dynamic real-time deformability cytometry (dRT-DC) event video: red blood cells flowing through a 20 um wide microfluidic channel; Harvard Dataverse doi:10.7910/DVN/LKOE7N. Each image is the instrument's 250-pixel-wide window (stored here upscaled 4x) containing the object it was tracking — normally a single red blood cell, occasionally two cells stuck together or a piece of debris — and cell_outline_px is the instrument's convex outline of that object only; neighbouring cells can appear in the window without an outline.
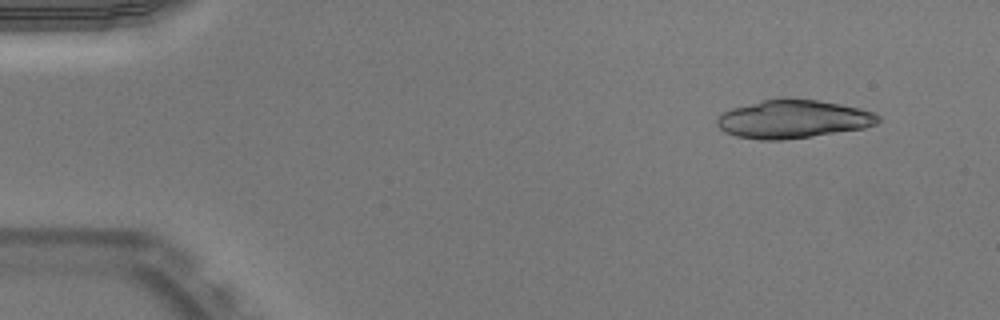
{"species": "Egyptian fruit bat (a non-hibernating species)", "species_latin": "Rousettus aegyptiacus", "temperature_condition": "warm", "stored_images_in_passage": 51, "camera_frame_rate_fps": 3000, "um_per_image_px": 0.085, "animal": {"sex": "male"}, "frame": {"image": 1, "passage_image": 5, "time_ms": 1.333, "image_size_px": [1000, 320], "cell_outline_px": [[880, 120], [876, 124], [864, 128], [812, 136], [780, 140], [760, 140], [736, 136], [724, 132], [716, 124], [716, 116], [732, 108], [760, 100], [780, 96], [784, 96], [816, 100], [840, 104], [860, 108], [872, 112], [880, 116]], "centroid_in_image_um": [67.37, 10.1], "position_along_channel_um": 17.6, "area_um2": 36.41}}
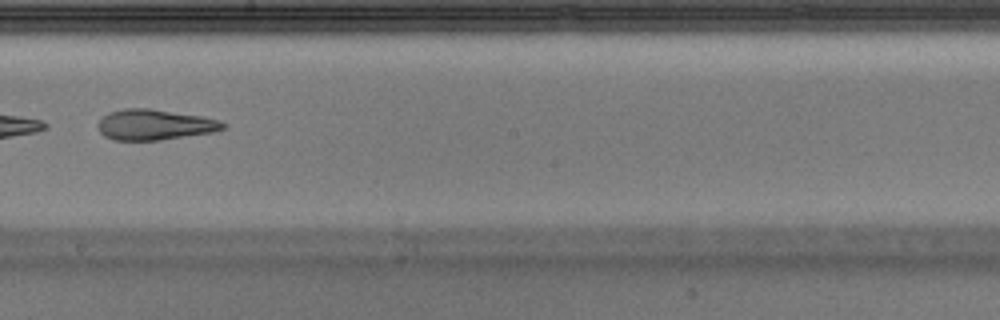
{"frame": {"image": 2, "passage_image": 30, "time_ms": 9.667, "image_size_px": [1000, 320], "cell_outline_px": [[228, 128], [212, 132], [160, 140], [112, 140], [104, 136], [100, 132], [96, 124], [108, 112], [124, 108], [148, 108], [200, 116], [220, 120], [228, 124]], "centroid_in_image_um": [13.14, 10.6], "position_along_channel_um": 235.1, "area_um2": 22.37}}